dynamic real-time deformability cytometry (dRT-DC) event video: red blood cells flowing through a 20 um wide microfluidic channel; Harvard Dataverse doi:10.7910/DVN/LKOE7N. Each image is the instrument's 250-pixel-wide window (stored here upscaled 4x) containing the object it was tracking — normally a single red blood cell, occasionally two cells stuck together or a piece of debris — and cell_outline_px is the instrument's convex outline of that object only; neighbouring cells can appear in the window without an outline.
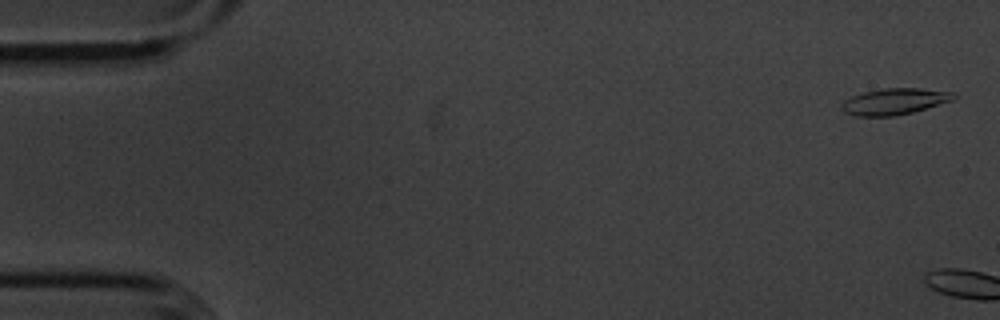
{"species": "common noctule bat (a hibernating species)", "species_latin": "Nyctalus noctula", "temperature_condition": "cold", "stored_images_in_passage": 4, "camera_frame_rate_fps": 3000, "um_per_image_px": 0.085, "animal": {"sex": "male", "body_mass_g": 20.1, "forearm_length_mm": 53.5}, "frame": {"image": 1, "passage_image": 2, "time_ms": 0.333, "image_size_px": [1000, 320], "cell_outline_px": [[956, 96], [952, 100], [912, 112], [896, 116], [856, 116], [844, 112], [840, 108], [840, 104], [844, 100], [852, 96], [864, 92], [884, 88], [920, 88], [956, 92]], "centroid_in_image_um": [76.0, 8.62], "position_along_channel_um": 9.0, "area_um2": 17.17}}